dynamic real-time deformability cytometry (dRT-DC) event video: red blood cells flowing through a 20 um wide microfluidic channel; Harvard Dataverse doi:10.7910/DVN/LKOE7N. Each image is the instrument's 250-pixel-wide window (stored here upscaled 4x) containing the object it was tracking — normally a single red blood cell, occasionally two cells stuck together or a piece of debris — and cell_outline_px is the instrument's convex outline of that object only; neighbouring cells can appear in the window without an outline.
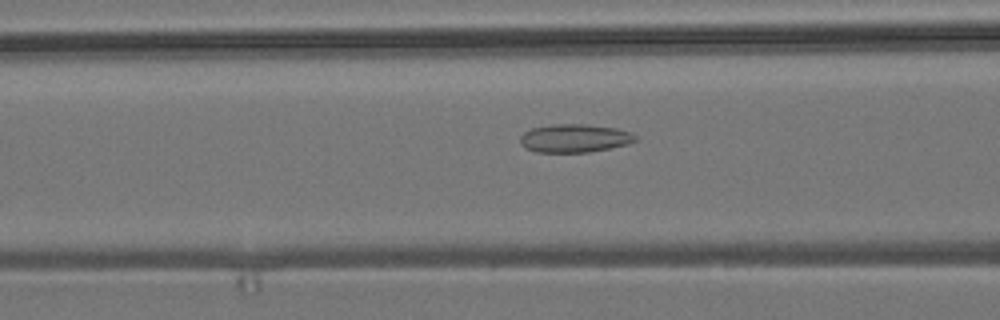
{"species": "common noctule bat (a hibernating species)", "species_latin": "Nyctalus noctula", "temperature_condition": "room temperature", "stored_images_in_passage": 47, "camera_frame_rate_fps": 3000, "um_per_image_px": 0.085, "animal": {"sex": "male", "body_mass_g": 19.2, "forearm_length_mm": 51.8}, "frame": {"image": 1, "passage_image": 14, "time_ms": 4.333, "image_size_px": [1000, 320], "cell_outline_px": [[636, 140], [628, 144], [588, 152], [536, 152], [520, 144], [520, 136], [524, 132], [532, 128], [552, 124], [588, 124], [616, 128], [632, 132], [636, 136]], "centroid_in_image_um": [48.84, 11.74], "position_along_channel_um": 117.8, "area_um2": 18.96}}
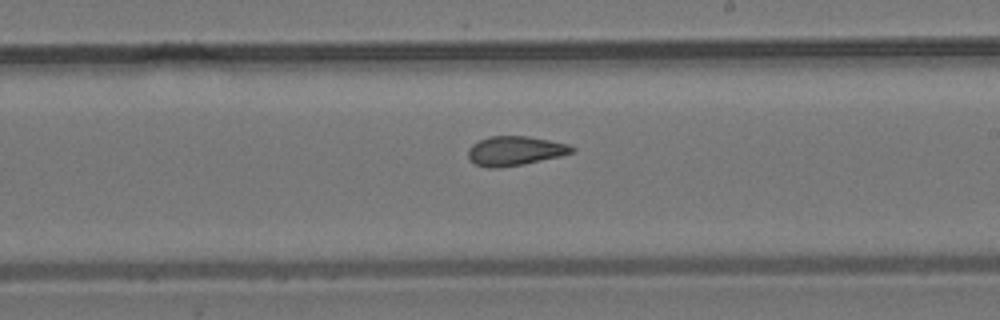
{"frame": {"image": 2, "passage_image": 24, "time_ms": 7.667, "image_size_px": [1000, 320], "cell_outline_px": [[576, 152], [560, 156], [524, 164], [500, 168], [488, 168], [476, 164], [468, 156], [468, 148], [472, 144], [480, 140], [492, 136], [528, 136], [568, 144], [576, 148]], "centroid_in_image_um": [43.8, 12.82], "position_along_channel_um": 245.2, "area_um2": 17.74}}
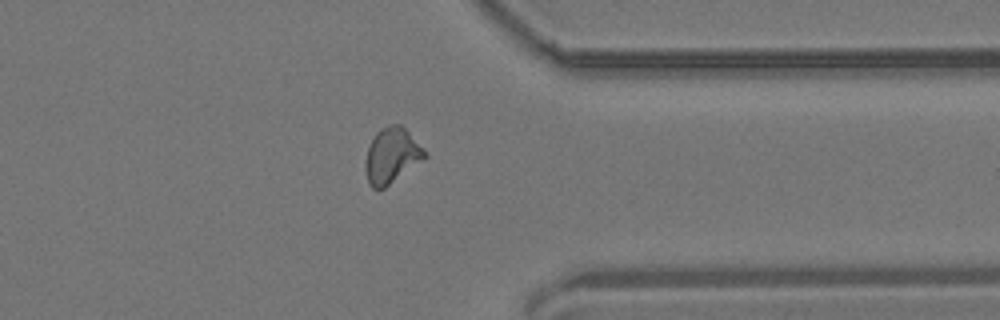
{"frame": {"image": 3, "passage_image": 35, "time_ms": 11.333, "image_size_px": [1000, 320], "cell_outline_px": [[428, 156], [384, 188], [372, 188], [368, 184], [364, 168], [364, 164], [368, 148], [376, 132], [380, 128], [388, 124], [400, 124], [424, 148]], "centroid_in_image_um": [33.27, 13.22], "position_along_channel_um": 378.1, "area_um2": 19.07}, "authors_computed_cell_mechanics": {"area_um2": 18.1492, "velocity_mm_per_s": 3.832, "shape_relaxation_time_tau1_ms": null, "shape_relaxation_time_tau2_ms": 1.8111, "deformation_change_tau1": null, "deformation_change_tau2": 0.0884}}